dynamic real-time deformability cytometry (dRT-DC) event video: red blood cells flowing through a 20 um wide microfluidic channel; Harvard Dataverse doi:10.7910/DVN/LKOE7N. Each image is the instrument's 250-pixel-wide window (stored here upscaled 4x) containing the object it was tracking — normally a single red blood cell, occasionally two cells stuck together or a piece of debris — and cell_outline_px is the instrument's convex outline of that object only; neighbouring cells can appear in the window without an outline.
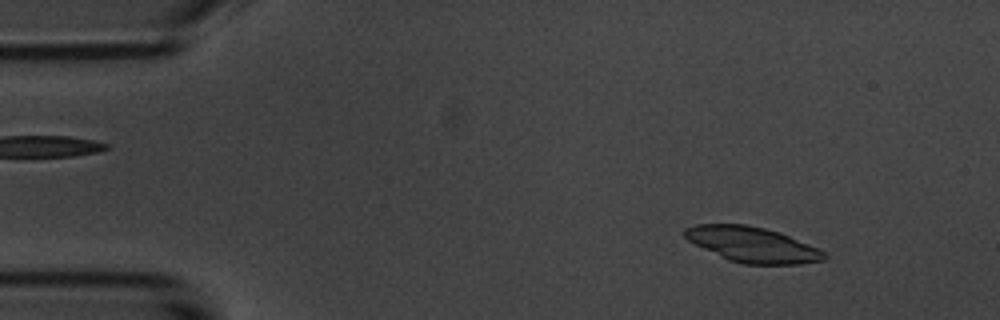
{"species": "common noctule bat (a hibernating species)", "species_latin": "Nyctalus noctula", "temperature_condition": "room temperature", "stored_images_in_passage": 53, "camera_frame_rate_fps": 3000, "um_per_image_px": 0.085, "animal": {"sex": "male", "body_mass_g": 20.1, "forearm_length_mm": 53.5}, "frame": {"image": 1, "passage_image": 6, "time_ms": 1.667, "image_size_px": [1000, 320], "cell_outline_px": [[828, 256], [824, 260], [800, 264], [744, 264], [728, 260], [688, 240], [684, 236], [684, 228], [696, 224], [744, 224], [764, 228], [780, 232], [816, 248], [824, 252]], "centroid_in_image_um": [63.94, 20.79], "position_along_channel_um": 21.1, "area_um2": 28.38}}